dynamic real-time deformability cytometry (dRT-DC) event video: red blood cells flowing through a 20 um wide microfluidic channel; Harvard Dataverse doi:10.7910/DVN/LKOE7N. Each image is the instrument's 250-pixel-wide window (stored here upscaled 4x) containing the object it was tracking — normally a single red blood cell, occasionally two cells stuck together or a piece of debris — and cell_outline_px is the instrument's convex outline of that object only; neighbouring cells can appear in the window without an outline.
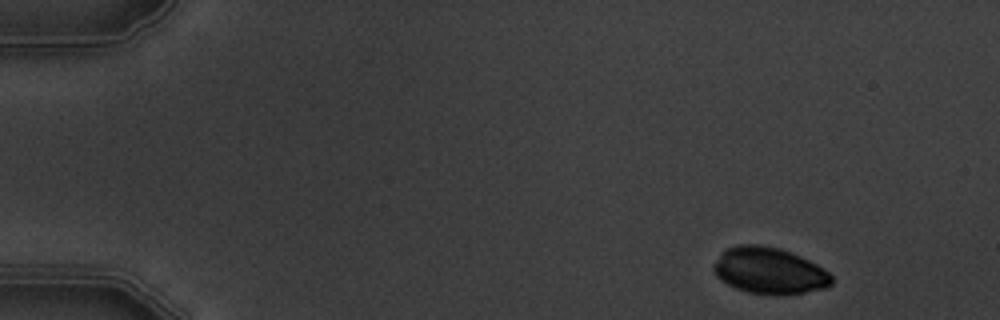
{"species": "common noctule bat (a hibernating species)", "species_latin": "Nyctalus noctula", "temperature_condition": "warm", "stored_images_in_passage": 5, "segment_of_instrument_passage": [1, 2], "camera_frame_rate_fps": 3000, "um_per_image_px": 0.085, "animal": {"sex": "male", "body_mass_g": 19.5, "forearm_length_mm": 54.6}, "frame": {"image": 1, "passage_image": 1, "time_ms": 0.0, "image_size_px": [1000, 320], "cell_outline_px": [[832, 284], [824, 288], [804, 292], [776, 296], [748, 292], [736, 288], [728, 284], [716, 276], [712, 268], [724, 248], [736, 244], [760, 244], [780, 248], [800, 256], [816, 264], [828, 272], [832, 276]], "centroid_in_image_um": [65.37, 23.0], "position_along_channel_um": 19.6, "area_um2": 32.02}}